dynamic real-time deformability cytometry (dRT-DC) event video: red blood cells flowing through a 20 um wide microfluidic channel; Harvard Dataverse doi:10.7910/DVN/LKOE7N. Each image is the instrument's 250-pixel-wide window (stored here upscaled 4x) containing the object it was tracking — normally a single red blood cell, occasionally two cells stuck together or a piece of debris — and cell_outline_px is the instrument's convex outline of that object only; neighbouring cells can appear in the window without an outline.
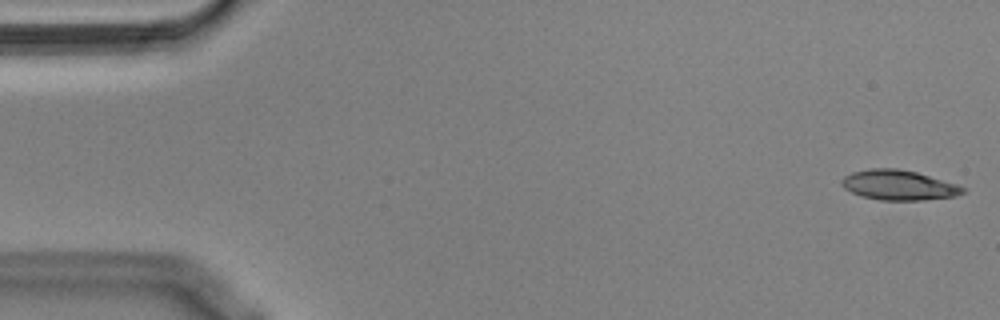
{"species": "Egyptian fruit bat (a non-hibernating species)", "species_latin": "Rousettus aegyptiacus", "temperature_condition": "cold", "stored_images_in_passage": 55, "camera_frame_rate_fps": 3000, "um_per_image_px": 0.085, "animal": {"sex": "male"}, "frame": {"image": 1, "passage_image": 1, "time_ms": 0.0, "image_size_px": [1000, 320], "cell_outline_px": [[968, 188], [964, 192], [956, 196], [924, 200], [880, 200], [860, 196], [844, 188], [840, 184], [840, 180], [844, 176], [852, 172], [872, 168], [896, 168], [916, 172], [956, 184]], "centroid_in_image_um": [76.37, 15.74], "position_along_channel_um": 8.6, "area_um2": 21.21}}
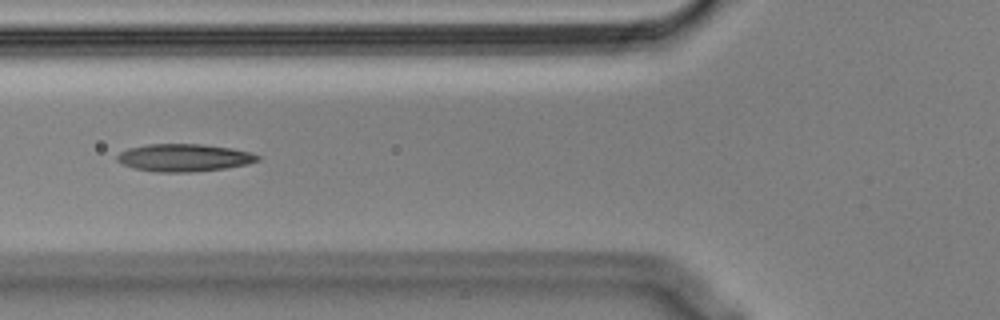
{"frame": {"image": 2, "passage_image": 20, "time_ms": 6.333, "image_size_px": [1000, 320], "cell_outline_px": [[260, 160], [248, 164], [224, 168], [192, 172], [156, 172], [136, 168], [124, 164], [116, 160], [116, 156], [120, 152], [128, 148], [148, 144], [204, 144], [232, 148], [252, 152], [260, 156]], "centroid_in_image_um": [15.68, 13.39], "position_along_channel_um": 110.1, "area_um2": 22.6}}
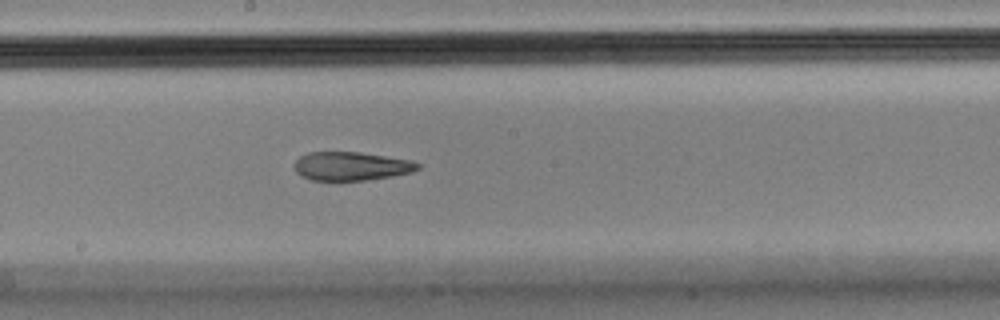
{"frame": {"image": 3, "passage_image": 29, "time_ms": 9.333, "image_size_px": [1000, 320], "cell_outline_px": [[420, 168], [412, 172], [392, 176], [364, 180], [312, 180], [300, 176], [296, 172], [296, 160], [300, 156], [308, 152], [360, 152], [412, 160], [420, 164]], "centroid_in_image_um": [29.87, 14.12], "position_along_channel_um": 218.3, "area_um2": 20.52}, "authors_computed_cell_mechanics": {"area_um2": 21.9062, "velocity_mm_per_s": 3.6012, "shape_relaxation_time_tau1_ms": null, "shape_relaxation_time_tau2_ms": 3.3391, "deformation_change_tau1": null, "deformation_change_tau2": 0.1293}}